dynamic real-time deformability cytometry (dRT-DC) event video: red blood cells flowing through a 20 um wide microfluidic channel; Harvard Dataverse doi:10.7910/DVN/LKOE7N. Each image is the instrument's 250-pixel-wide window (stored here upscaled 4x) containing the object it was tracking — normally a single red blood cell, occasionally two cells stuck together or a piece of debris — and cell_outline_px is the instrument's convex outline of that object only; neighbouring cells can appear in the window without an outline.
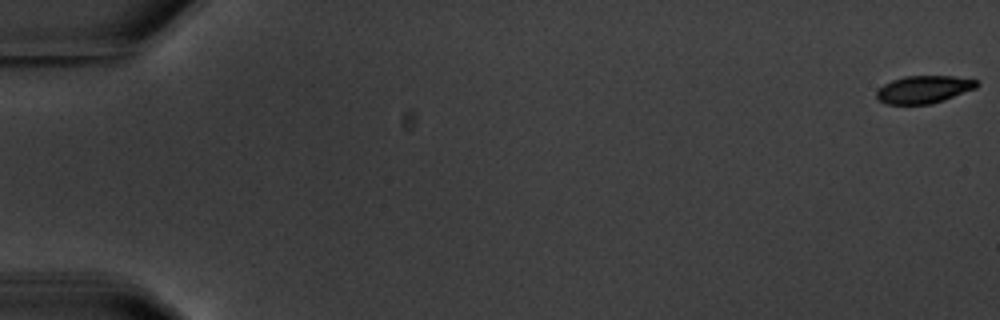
{"species": "common noctule bat (a hibernating species)", "species_latin": "Nyctalus noctula", "temperature_condition": "warm", "stored_images_in_passage": 6, "camera_frame_rate_fps": 3000, "um_per_image_px": 0.085, "animal": {"sex": "male", "body_mass_g": 20.1, "forearm_length_mm": 53.5}, "frame": {"image": 1, "passage_image": 1, "time_ms": 0.0, "image_size_px": [1000, 320], "cell_outline_px": [[980, 84], [976, 88], [944, 100], [932, 104], [884, 104], [876, 100], [876, 92], [884, 84], [892, 80], [904, 76], [952, 76], [976, 80]], "centroid_in_image_um": [78.5, 7.61], "position_along_channel_um": 6.5, "area_um2": 16.18}}